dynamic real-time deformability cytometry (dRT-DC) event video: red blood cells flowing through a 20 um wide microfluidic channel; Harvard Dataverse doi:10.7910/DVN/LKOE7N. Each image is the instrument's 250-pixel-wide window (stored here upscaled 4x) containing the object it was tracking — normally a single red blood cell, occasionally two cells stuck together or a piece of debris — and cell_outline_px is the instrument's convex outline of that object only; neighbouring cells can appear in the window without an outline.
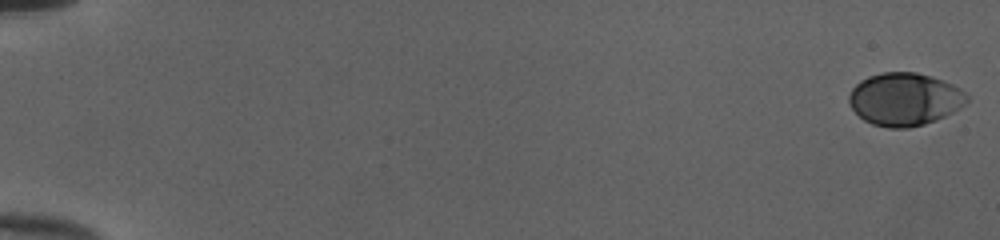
{"species": "human", "species_latin": "Homo sapiens", "temperature_condition": "cold", "stored_images_in_passage": 53, "camera_frame_rate_fps": 3000, "um_per_image_px": 0.085, "donor": {"sex": "female"}, "frame": {"image": 1, "passage_image": 1, "time_ms": 0.0, "image_size_px": [1000, 240], "cell_outline_px": [[968, 100], [960, 108], [936, 120], [924, 124], [908, 128], [888, 128], [872, 124], [864, 120], [852, 108], [848, 100], [848, 96], [852, 88], [860, 80], [868, 76], [880, 72], [916, 72], [932, 76], [944, 80], [960, 88], [968, 96]], "centroid_in_image_um": [76.89, 8.42], "position_along_channel_um": 8.1, "area_um2": 36.41}}
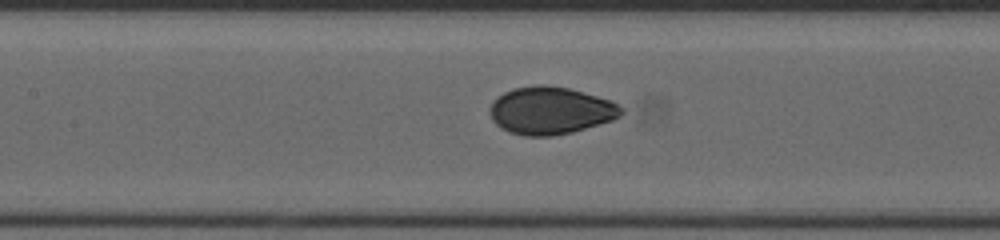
{"frame": {"image": 2, "passage_image": 27, "time_ms": 8.667, "image_size_px": [1000, 240], "cell_outline_px": [[624, 112], [620, 116], [612, 120], [572, 132], [552, 136], [524, 136], [508, 132], [500, 128], [492, 120], [488, 108], [492, 100], [496, 96], [512, 88], [536, 84], [544, 84], [568, 88], [612, 100], [620, 104], [624, 108]], "centroid_in_image_um": [46.77, 9.39], "position_along_channel_um": 160.6, "area_um2": 36.88}}
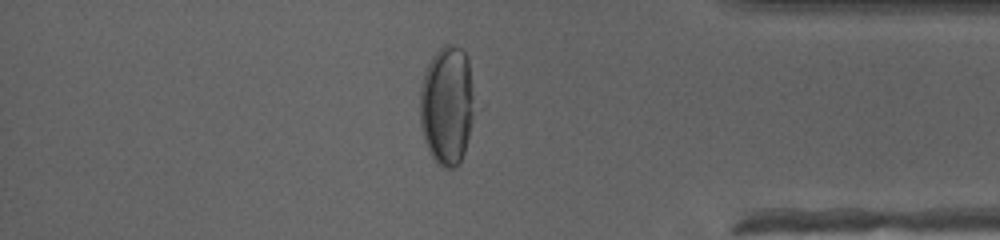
{"frame": {"image": 3, "passage_image": 46, "time_ms": 15.0, "image_size_px": [1000, 240], "cell_outline_px": [[484, 108], [464, 152], [456, 168], [440, 168], [436, 164], [424, 140], [420, 128], [420, 88], [424, 72], [432, 56], [444, 44], [456, 44], [468, 56]], "centroid_in_image_um": [38.16, 8.95], "position_along_channel_um": 397.0, "area_um2": 41.33}, "authors_computed_cell_mechanics": {"area_um2": 35.836, "velocity_mm_per_s": 4.0143, "shape_relaxation_time_tau1_ms": 4.0286, "shape_relaxation_time_tau2_ms": null, "deformation_change_tau1": 0.1637, "deformation_change_tau2": null}}